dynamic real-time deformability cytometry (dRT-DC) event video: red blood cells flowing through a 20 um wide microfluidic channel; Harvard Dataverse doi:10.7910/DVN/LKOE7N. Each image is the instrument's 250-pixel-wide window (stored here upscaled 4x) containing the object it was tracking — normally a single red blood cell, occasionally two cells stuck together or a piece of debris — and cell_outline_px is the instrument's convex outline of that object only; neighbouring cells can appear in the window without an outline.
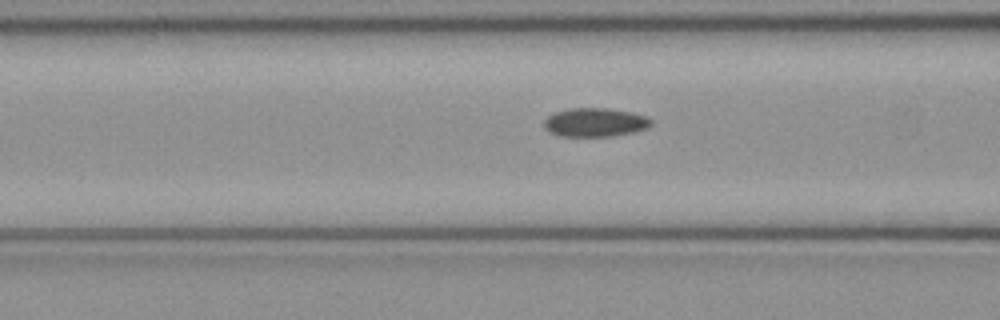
{"species": "common noctule bat (a hibernating species)", "species_latin": "Nyctalus noctula", "temperature_condition": "cold", "stored_images_in_passage": 46, "camera_frame_rate_fps": 3000, "um_per_image_px": 0.085, "animal": {"sex": "female", "body_mass_g": 21.9}, "frame": {"image": 1, "passage_image": 20, "time_ms": 6.333, "image_size_px": [1000, 320], "cell_outline_px": [[652, 124], [648, 128], [632, 132], [612, 136], [556, 136], [548, 132], [544, 128], [544, 120], [548, 116], [556, 112], [572, 108], [608, 108], [632, 112], [644, 116], [652, 120]], "centroid_in_image_um": [50.56, 10.4], "position_along_channel_um": 116.0, "area_um2": 17.98}}
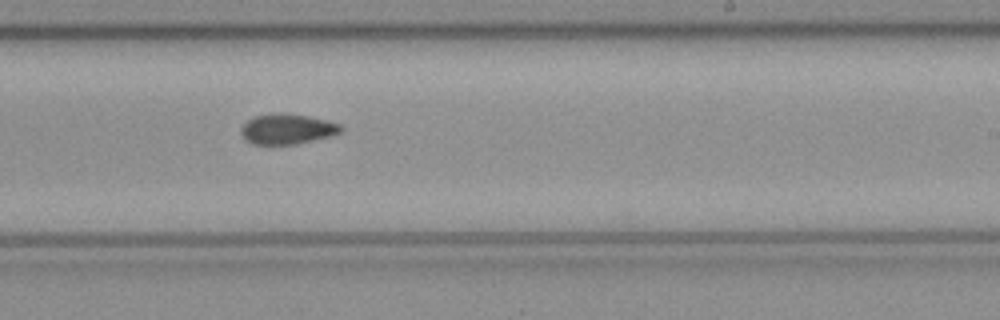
{"frame": {"image": 2, "passage_image": 31, "time_ms": 10.0, "image_size_px": [1000, 320], "cell_outline_px": [[344, 128], [340, 132], [328, 136], [312, 140], [292, 144], [252, 144], [244, 140], [240, 132], [240, 128], [252, 116], [280, 112], [284, 112], [308, 116], [340, 124]], "centroid_in_image_um": [24.35, 10.95], "position_along_channel_um": 264.7, "area_um2": 17.57}}
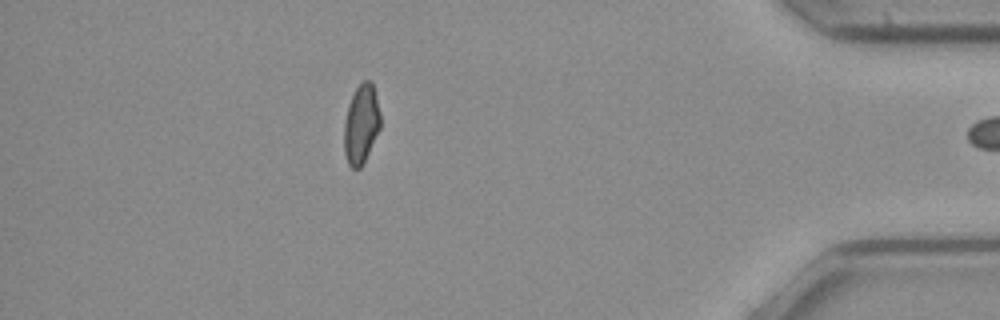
{"frame": {"image": 3, "passage_image": 45, "time_ms": 14.667, "image_size_px": [1000, 320], "cell_outline_px": [[380, 128], [360, 168], [352, 168], [348, 164], [344, 152], [344, 120], [348, 104], [356, 88], [364, 80], [372, 80], [380, 112]], "centroid_in_image_um": [30.69, 10.52], "position_along_channel_um": 404.5, "area_um2": 16.65}}